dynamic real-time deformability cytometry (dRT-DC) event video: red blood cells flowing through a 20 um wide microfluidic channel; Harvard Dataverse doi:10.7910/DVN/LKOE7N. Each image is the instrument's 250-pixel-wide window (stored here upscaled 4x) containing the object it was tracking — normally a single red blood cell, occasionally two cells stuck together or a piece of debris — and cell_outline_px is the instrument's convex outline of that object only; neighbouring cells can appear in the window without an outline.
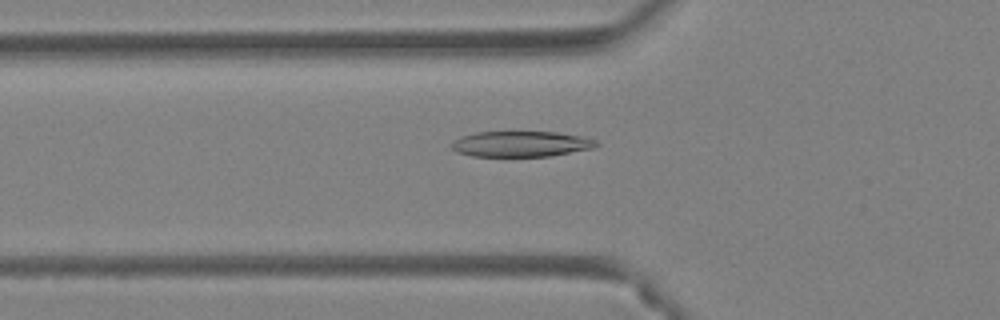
{"species": "Egyptian fruit bat (a non-hibernating species)", "species_latin": "Rousettus aegyptiacus", "temperature_condition": "warm", "stored_images_in_passage": 47, "camera_frame_rate_fps": 3000, "um_per_image_px": 0.085, "animal": {"sex": "female"}, "frame": {"image": 1, "passage_image": 17, "time_ms": 5.333, "image_size_px": [1000, 320], "cell_outline_px": [[600, 144], [592, 148], [552, 156], [472, 156], [456, 152], [448, 144], [460, 136], [476, 132], [556, 132], [584, 136], [596, 140]], "centroid_in_image_um": [44.26, 12.23], "position_along_channel_um": 81.5, "area_um2": 21.79}}
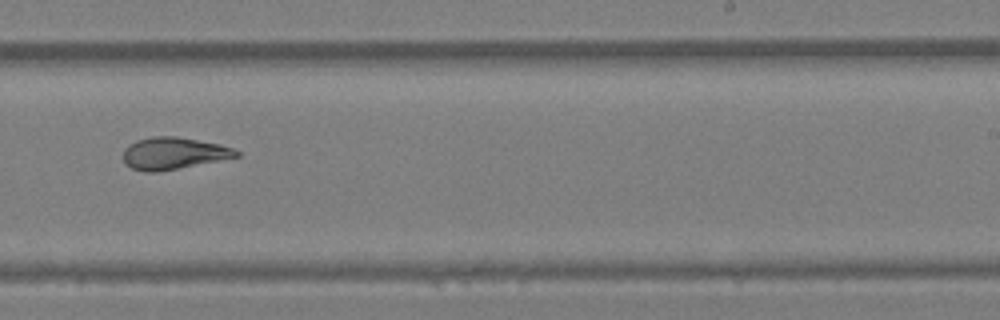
{"frame": {"image": 2, "passage_image": 30, "time_ms": 9.667, "image_size_px": [1000, 320], "cell_outline_px": [[240, 156], [220, 160], [156, 172], [148, 172], [132, 168], [124, 164], [124, 148], [128, 144], [136, 140], [152, 136], [176, 136], [220, 144], [232, 148], [240, 152]], "centroid_in_image_um": [14.72, 13.02], "position_along_channel_um": 274.3, "area_um2": 20.98}}
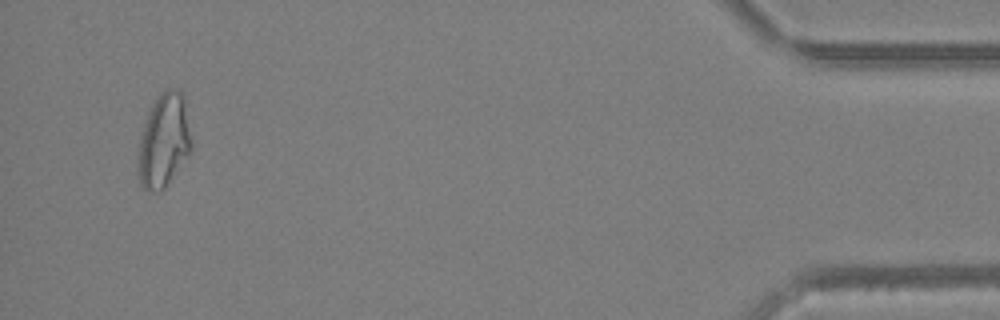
{"frame": {"image": 3, "passage_image": 45, "time_ms": 14.667, "image_size_px": [1000, 320], "cell_outline_px": [[192, 152], [164, 188], [160, 192], [148, 192], [140, 184], [140, 140], [144, 124], [148, 112], [152, 104], [160, 92], [168, 88], [172, 88], [180, 92], [184, 96], [192, 140]], "centroid_in_image_um": [13.98, 11.94], "position_along_channel_um": 421.2, "area_um2": 28.9}, "authors_computed_cell_mechanics": {"area_um2": 23.12, "velocity_mm_per_s": 4.4423, "shape_relaxation_time_tau1_ms": 8.7693, "shape_relaxation_time_tau2_ms": 2.0778, "deformation_change_tau1": 0.2915, "deformation_change_tau2": 0.1092}}